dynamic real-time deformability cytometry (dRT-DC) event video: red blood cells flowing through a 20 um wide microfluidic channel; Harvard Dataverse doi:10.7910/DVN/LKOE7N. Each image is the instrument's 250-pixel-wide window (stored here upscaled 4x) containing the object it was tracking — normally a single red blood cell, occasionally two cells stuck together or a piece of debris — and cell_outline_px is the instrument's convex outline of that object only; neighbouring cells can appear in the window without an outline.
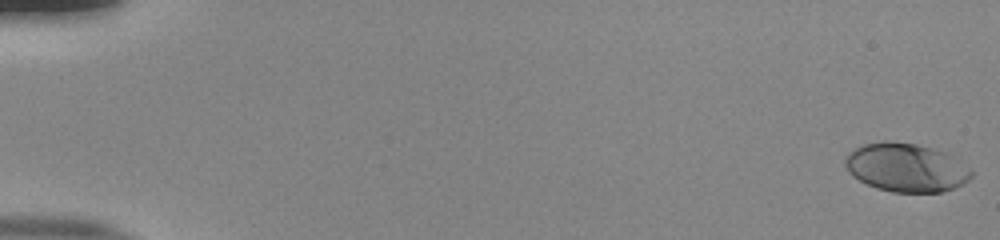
{"species": "human", "species_latin": "Homo sapiens", "temperature_condition": "room temperature", "stored_images_in_passage": 54, "camera_frame_rate_fps": 3000, "um_per_image_px": 0.085, "donor": {"sex": "male"}, "frame": {"image": 1, "passage_image": 1, "time_ms": 0.0, "image_size_px": [1000, 240], "cell_outline_px": [[972, 176], [968, 180], [952, 188], [940, 192], [892, 192], [876, 188], [852, 176], [848, 172], [844, 164], [844, 160], [856, 148], [864, 144], [884, 140], [888, 140], [916, 144], [932, 148], [944, 152], [972, 172]], "centroid_in_image_um": [76.96, 14.24], "position_along_channel_um": 8.0, "area_um2": 35.14}}
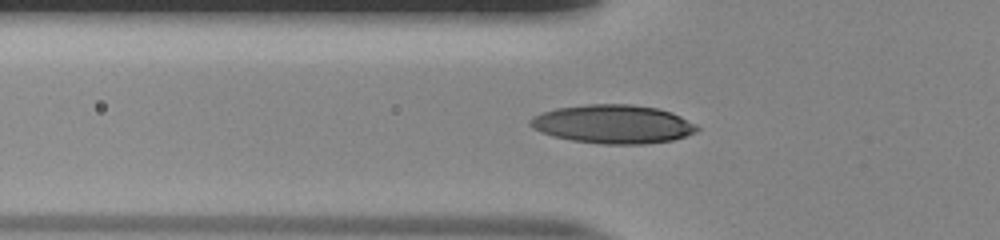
{"frame": {"image": 2, "passage_image": 20, "time_ms": 6.333, "image_size_px": [1000, 240], "cell_outline_px": [[700, 128], [696, 132], [672, 140], [644, 144], [604, 144], [572, 140], [552, 136], [540, 132], [532, 128], [528, 124], [528, 120], [532, 116], [556, 108], [588, 104], [632, 104], [656, 108], [672, 112], [696, 124]], "centroid_in_image_um": [52.09, 10.55], "position_along_channel_um": 73.7, "area_um2": 37.63}}
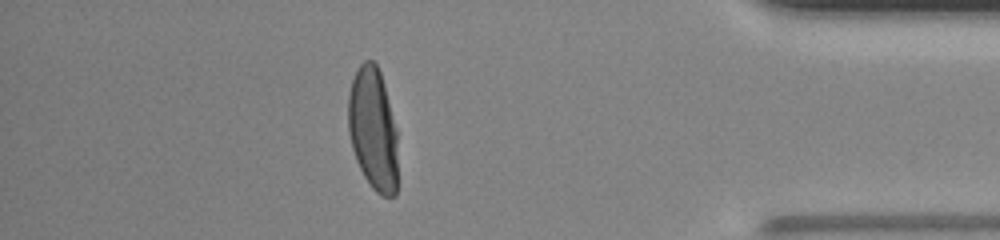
{"frame": {"image": 3, "passage_image": 48, "time_ms": 15.667, "image_size_px": [1000, 240], "cell_outline_px": [[396, 196], [380, 196], [372, 188], [364, 176], [356, 160], [352, 148], [348, 132], [348, 92], [352, 80], [360, 64], [364, 60], [372, 60], [376, 64], [380, 72], [396, 128]], "centroid_in_image_um": [31.68, 10.98], "position_along_channel_um": 403.5, "area_um2": 35.26}, "authors_computed_cell_mechanics": {"area_um2": 35.6626, "velocity_mm_per_s": 3.8836, "shape_relaxation_time_tau1_ms": 3.1176, "shape_relaxation_time_tau2_ms": null, "deformation_change_tau1": 0.2041, "deformation_change_tau2": null}}